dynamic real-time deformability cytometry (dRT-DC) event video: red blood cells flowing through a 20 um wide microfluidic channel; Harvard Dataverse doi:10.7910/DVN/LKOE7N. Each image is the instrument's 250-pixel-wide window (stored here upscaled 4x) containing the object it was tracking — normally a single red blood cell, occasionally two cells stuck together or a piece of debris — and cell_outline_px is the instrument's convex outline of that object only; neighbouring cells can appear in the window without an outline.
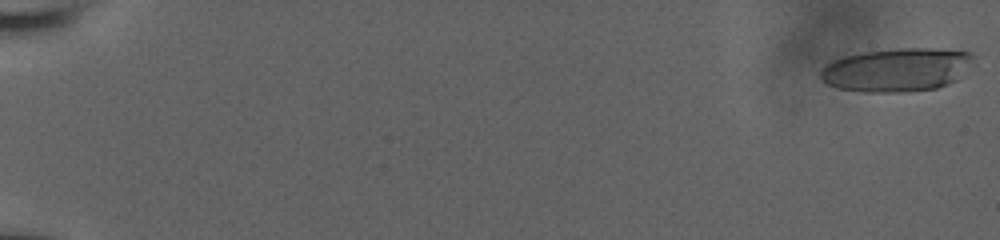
{"species": "human", "species_latin": "Homo sapiens", "temperature_condition": "room temperature", "stored_images_in_passage": 57, "camera_frame_rate_fps": 3000, "um_per_image_px": 0.085, "donor": {"sex": "male"}, "frame": {"image": 1, "passage_image": 1, "time_ms": 0.0, "image_size_px": [1000, 240], "cell_outline_px": [[976, 64], [956, 80], [948, 84], [936, 88], [904, 92], [860, 92], [836, 88], [828, 84], [820, 76], [820, 72], [828, 64], [844, 56], [864, 52], [900, 48], [928, 48], [972, 52]], "centroid_in_image_um": [76.31, 5.94], "position_along_channel_um": 8.7, "area_um2": 38.9}}
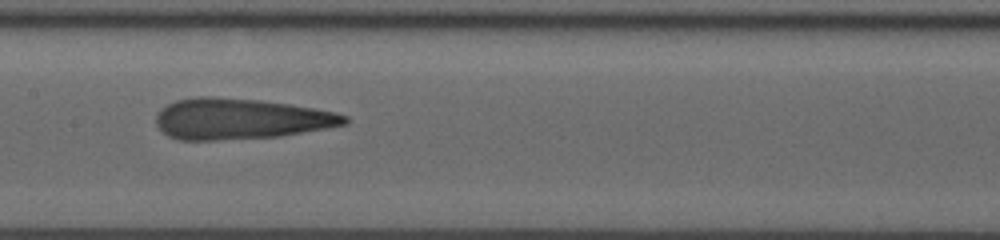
{"frame": {"image": 2, "passage_image": 32, "time_ms": 10.333, "image_size_px": [1000, 240], "cell_outline_px": [[348, 124], [328, 128], [280, 136], [216, 140], [180, 140], [168, 136], [156, 124], [156, 112], [160, 108], [176, 100], [196, 96], [212, 96], [260, 100], [288, 104], [336, 112], [348, 116]], "centroid_in_image_um": [20.42, 10.1], "position_along_channel_um": 187.0, "area_um2": 45.03}}
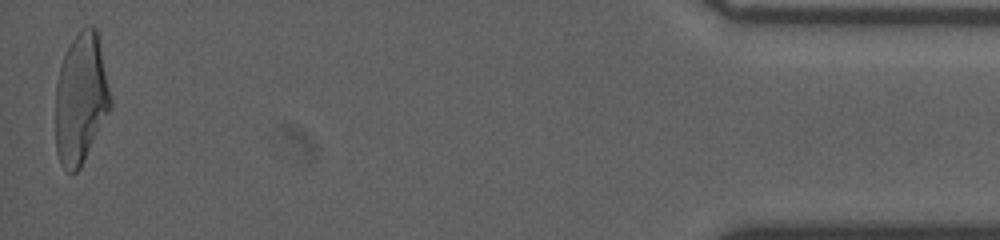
{"frame": {"image": 3, "passage_image": 57, "time_ms": 18.667, "image_size_px": [1000, 240], "cell_outline_px": [[112, 108], [80, 168], [76, 172], [68, 172], [60, 164], [56, 152], [56, 84], [60, 64], [76, 32], [80, 28], [88, 24], [96, 28], [112, 100]], "centroid_in_image_um": [6.87, 8.39], "position_along_channel_um": 428.3, "area_um2": 42.08}, "authors_computed_cell_mechanics": {"area_um2": 42.8876, "velocity_mm_per_s": 3.8565, "shape_relaxation_time_tau1_ms": 10.9681, "shape_relaxation_time_tau2_ms": 2.303, "deformation_change_tau1": 0.3596, "deformation_change_tau2": 0.1244}}